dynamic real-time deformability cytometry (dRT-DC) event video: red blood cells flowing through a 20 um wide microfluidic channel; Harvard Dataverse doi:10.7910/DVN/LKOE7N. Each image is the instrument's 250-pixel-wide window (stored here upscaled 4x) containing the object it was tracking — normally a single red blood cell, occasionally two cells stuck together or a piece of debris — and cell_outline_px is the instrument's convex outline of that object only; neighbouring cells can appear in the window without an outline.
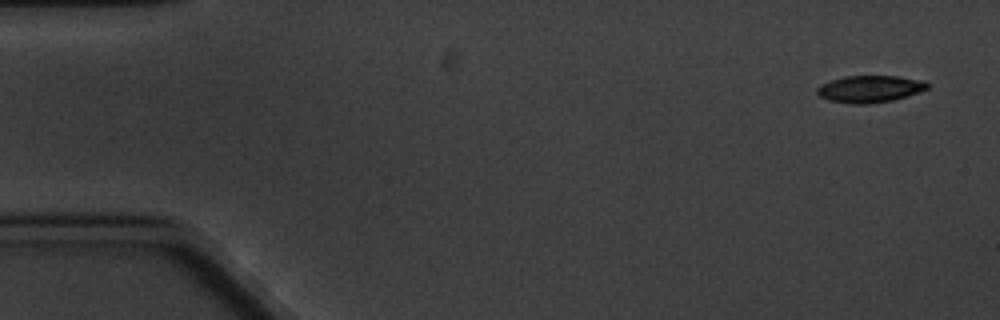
{"species": "common noctule bat (a hibernating species)", "species_latin": "Nyctalus noctula", "temperature_condition": "cold", "stored_images_in_passage": 5, "camera_frame_rate_fps": 3000, "um_per_image_px": 0.085, "animal": {"sex": "male", "body_mass_g": 20.1, "forearm_length_mm": 53.5}, "frame": {"image": 1, "passage_image": 1, "time_ms": 0.0, "image_size_px": [1000, 320], "cell_outline_px": [[928, 88], [908, 96], [892, 100], [868, 104], [852, 104], [828, 100], [820, 96], [816, 92], [816, 88], [820, 84], [844, 76], [896, 76], [920, 80], [928, 84]], "centroid_in_image_um": [73.89, 7.56], "position_along_channel_um": 11.1, "area_um2": 17.22}}
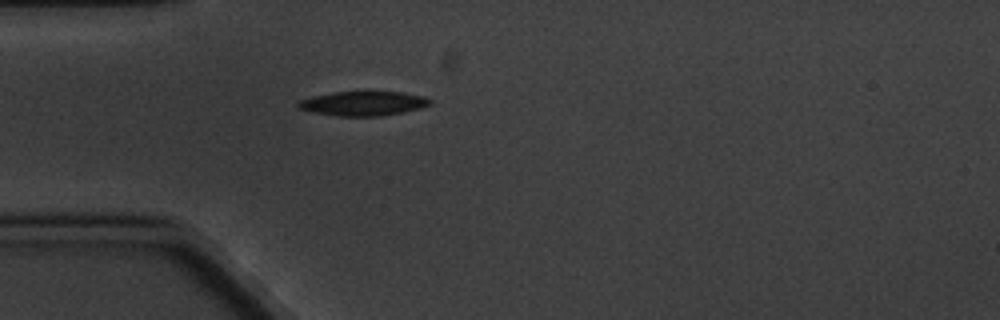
{"frame": {"image": 2, "passage_image": 5, "time_ms": 4.667, "image_size_px": [1000, 320], "cell_outline_px": [[432, 104], [420, 108], [404, 112], [380, 116], [340, 116], [312, 112], [300, 108], [296, 104], [300, 100], [312, 96], [332, 92], [404, 92], [424, 96], [432, 100]], "centroid_in_image_um": [30.91, 8.79], "position_along_channel_um": 54.1, "area_um2": 18.73}}